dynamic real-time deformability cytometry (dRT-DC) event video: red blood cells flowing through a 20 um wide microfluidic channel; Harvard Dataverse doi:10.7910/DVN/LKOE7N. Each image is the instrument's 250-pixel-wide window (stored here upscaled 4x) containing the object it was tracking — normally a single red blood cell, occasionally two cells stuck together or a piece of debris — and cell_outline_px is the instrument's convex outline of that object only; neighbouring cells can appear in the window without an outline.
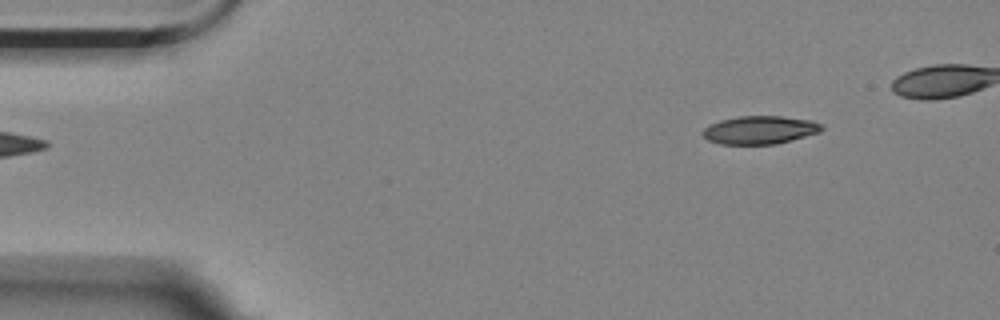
{"species": "Egyptian fruit bat (a non-hibernating species)", "species_latin": "Rousettus aegyptiacus", "temperature_condition": "room temperature", "stored_images_in_passage": 5, "segment_of_instrument_passage": [2, 2], "camera_frame_rate_fps": 3000, "um_per_image_px": 0.085, "animal": {"sex": "female"}, "frame": {"image": 1, "passage_image": 5, "time_ms": 1.333, "image_size_px": [1000, 320], "cell_outline_px": [[824, 128], [820, 132], [792, 140], [776, 144], [720, 144], [708, 140], [700, 132], [704, 128], [720, 120], [740, 116], [780, 116], [812, 120], [820, 124]], "centroid_in_image_um": [64.59, 11.05], "position_along_channel_um": 20.4, "area_um2": 19.48}}